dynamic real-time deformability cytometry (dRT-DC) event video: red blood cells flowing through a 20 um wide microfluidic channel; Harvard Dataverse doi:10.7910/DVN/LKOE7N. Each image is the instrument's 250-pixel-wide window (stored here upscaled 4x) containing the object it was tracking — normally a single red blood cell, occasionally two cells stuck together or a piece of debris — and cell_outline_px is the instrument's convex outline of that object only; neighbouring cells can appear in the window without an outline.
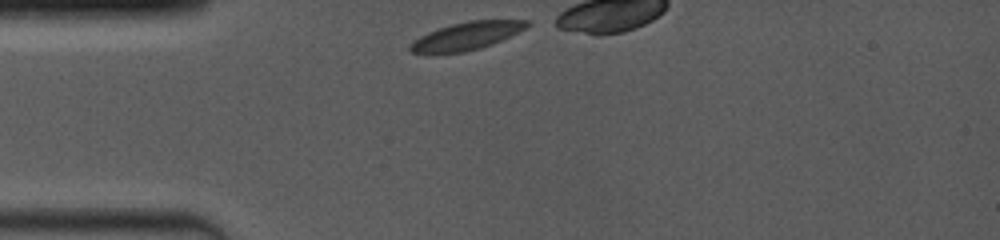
{"species": "common noctule bat (a hibernating species)", "species_latin": "Nyctalus noctula", "temperature_condition": "room temperature", "stored_images_in_passage": 8, "camera_frame_rate_fps": 4000, "um_per_image_px": 0.085, "animal": {"sex": "female", "body_mass_g": 19.0, "forearm_length_mm": 53.3}, "frame": {"image": 1, "passage_image": 1, "time_ms": 0.0, "image_size_px": [1000, 240], "cell_outline_px": [[532, 24], [492, 44], [480, 48], [464, 52], [408, 52], [408, 48], [420, 36], [428, 32], [452, 24], [468, 20], [532, 20]], "centroid_in_image_um": [39.7, 3.03], "position_along_channel_um": 45.3, "area_um2": 18.38}}
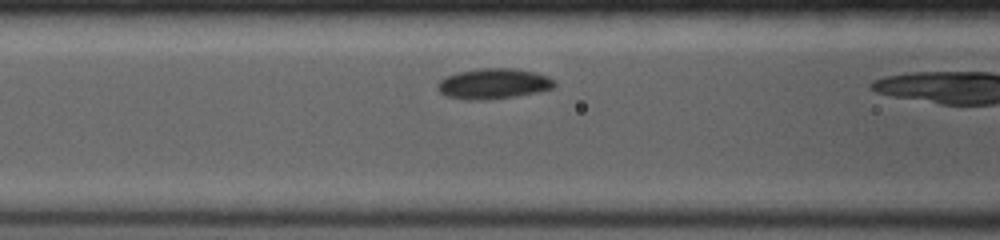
{"frame": {"image": 2, "passage_image": 7, "time_ms": 2.5, "image_size_px": [1000, 240], "cell_outline_px": [[556, 84], [552, 88], [536, 92], [516, 96], [488, 100], [464, 100], [444, 96], [436, 88], [436, 84], [444, 76], [460, 72], [480, 68], [516, 68], [536, 72], [548, 76], [556, 80]], "centroid_in_image_um": [41.92, 7.12], "position_along_channel_um": 124.7, "area_um2": 21.1}}